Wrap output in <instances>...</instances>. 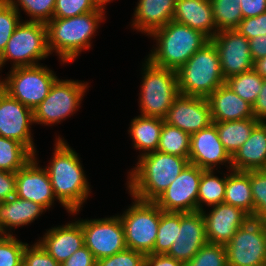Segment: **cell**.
Returning <instances> with one entry per match:
<instances>
[{
	"label": "cell",
	"instance_id": "cell-1",
	"mask_svg": "<svg viewBox=\"0 0 266 266\" xmlns=\"http://www.w3.org/2000/svg\"><path fill=\"white\" fill-rule=\"evenodd\" d=\"M64 139L56 140L52 161L45 166L54 195L68 213L76 214L89 196L90 185L80 158Z\"/></svg>",
	"mask_w": 266,
	"mask_h": 266
},
{
	"label": "cell",
	"instance_id": "cell-2",
	"mask_svg": "<svg viewBox=\"0 0 266 266\" xmlns=\"http://www.w3.org/2000/svg\"><path fill=\"white\" fill-rule=\"evenodd\" d=\"M129 172L128 190L141 201H155L189 164V159L153 151L139 156Z\"/></svg>",
	"mask_w": 266,
	"mask_h": 266
},
{
	"label": "cell",
	"instance_id": "cell-3",
	"mask_svg": "<svg viewBox=\"0 0 266 266\" xmlns=\"http://www.w3.org/2000/svg\"><path fill=\"white\" fill-rule=\"evenodd\" d=\"M104 7L69 18H52L47 24L48 49L61 61L72 62L82 52L90 49L91 38L104 17Z\"/></svg>",
	"mask_w": 266,
	"mask_h": 266
},
{
	"label": "cell",
	"instance_id": "cell-4",
	"mask_svg": "<svg viewBox=\"0 0 266 266\" xmlns=\"http://www.w3.org/2000/svg\"><path fill=\"white\" fill-rule=\"evenodd\" d=\"M156 46L147 58L154 65L177 71L210 39L187 25L169 21L150 34Z\"/></svg>",
	"mask_w": 266,
	"mask_h": 266
},
{
	"label": "cell",
	"instance_id": "cell-5",
	"mask_svg": "<svg viewBox=\"0 0 266 266\" xmlns=\"http://www.w3.org/2000/svg\"><path fill=\"white\" fill-rule=\"evenodd\" d=\"M176 72L179 93L183 95L208 98L226 82L217 48L211 40Z\"/></svg>",
	"mask_w": 266,
	"mask_h": 266
},
{
	"label": "cell",
	"instance_id": "cell-6",
	"mask_svg": "<svg viewBox=\"0 0 266 266\" xmlns=\"http://www.w3.org/2000/svg\"><path fill=\"white\" fill-rule=\"evenodd\" d=\"M140 94L141 115L164 118L180 94L177 72L154 65L146 59Z\"/></svg>",
	"mask_w": 266,
	"mask_h": 266
},
{
	"label": "cell",
	"instance_id": "cell-7",
	"mask_svg": "<svg viewBox=\"0 0 266 266\" xmlns=\"http://www.w3.org/2000/svg\"><path fill=\"white\" fill-rule=\"evenodd\" d=\"M50 55L47 26L41 22H20L0 55V70L5 62H13L11 68L39 65L38 60Z\"/></svg>",
	"mask_w": 266,
	"mask_h": 266
},
{
	"label": "cell",
	"instance_id": "cell-8",
	"mask_svg": "<svg viewBox=\"0 0 266 266\" xmlns=\"http://www.w3.org/2000/svg\"><path fill=\"white\" fill-rule=\"evenodd\" d=\"M134 202L129 209L119 215L125 234L127 249L150 254L155 246L160 222V208L153 201Z\"/></svg>",
	"mask_w": 266,
	"mask_h": 266
},
{
	"label": "cell",
	"instance_id": "cell-9",
	"mask_svg": "<svg viewBox=\"0 0 266 266\" xmlns=\"http://www.w3.org/2000/svg\"><path fill=\"white\" fill-rule=\"evenodd\" d=\"M10 69L8 77L0 80V87L32 110L48 96L57 79L52 70L40 64Z\"/></svg>",
	"mask_w": 266,
	"mask_h": 266
},
{
	"label": "cell",
	"instance_id": "cell-10",
	"mask_svg": "<svg viewBox=\"0 0 266 266\" xmlns=\"http://www.w3.org/2000/svg\"><path fill=\"white\" fill-rule=\"evenodd\" d=\"M88 83L74 80H55L48 96L33 109V121L51 125L74 114L87 90Z\"/></svg>",
	"mask_w": 266,
	"mask_h": 266
},
{
	"label": "cell",
	"instance_id": "cell-11",
	"mask_svg": "<svg viewBox=\"0 0 266 266\" xmlns=\"http://www.w3.org/2000/svg\"><path fill=\"white\" fill-rule=\"evenodd\" d=\"M225 248L228 266H266V226L249 219Z\"/></svg>",
	"mask_w": 266,
	"mask_h": 266
},
{
	"label": "cell",
	"instance_id": "cell-12",
	"mask_svg": "<svg viewBox=\"0 0 266 266\" xmlns=\"http://www.w3.org/2000/svg\"><path fill=\"white\" fill-rule=\"evenodd\" d=\"M77 221L83 230L84 245L93 253L96 260L127 249L124 227L119 215Z\"/></svg>",
	"mask_w": 266,
	"mask_h": 266
},
{
	"label": "cell",
	"instance_id": "cell-13",
	"mask_svg": "<svg viewBox=\"0 0 266 266\" xmlns=\"http://www.w3.org/2000/svg\"><path fill=\"white\" fill-rule=\"evenodd\" d=\"M202 169L188 164L154 203L165 212H197Z\"/></svg>",
	"mask_w": 266,
	"mask_h": 266
},
{
	"label": "cell",
	"instance_id": "cell-14",
	"mask_svg": "<svg viewBox=\"0 0 266 266\" xmlns=\"http://www.w3.org/2000/svg\"><path fill=\"white\" fill-rule=\"evenodd\" d=\"M32 123L33 110L0 87V136L23 144L35 156L36 149L30 130Z\"/></svg>",
	"mask_w": 266,
	"mask_h": 266
},
{
	"label": "cell",
	"instance_id": "cell-15",
	"mask_svg": "<svg viewBox=\"0 0 266 266\" xmlns=\"http://www.w3.org/2000/svg\"><path fill=\"white\" fill-rule=\"evenodd\" d=\"M211 41L217 48L225 80L254 68L249 40L236 29L219 31Z\"/></svg>",
	"mask_w": 266,
	"mask_h": 266
},
{
	"label": "cell",
	"instance_id": "cell-16",
	"mask_svg": "<svg viewBox=\"0 0 266 266\" xmlns=\"http://www.w3.org/2000/svg\"><path fill=\"white\" fill-rule=\"evenodd\" d=\"M168 125L192 135L212 122L207 98L179 94L163 118Z\"/></svg>",
	"mask_w": 266,
	"mask_h": 266
},
{
	"label": "cell",
	"instance_id": "cell-17",
	"mask_svg": "<svg viewBox=\"0 0 266 266\" xmlns=\"http://www.w3.org/2000/svg\"><path fill=\"white\" fill-rule=\"evenodd\" d=\"M189 163L204 170L228 163L232 170V157L221 143L214 123L191 135Z\"/></svg>",
	"mask_w": 266,
	"mask_h": 266
},
{
	"label": "cell",
	"instance_id": "cell-18",
	"mask_svg": "<svg viewBox=\"0 0 266 266\" xmlns=\"http://www.w3.org/2000/svg\"><path fill=\"white\" fill-rule=\"evenodd\" d=\"M16 197L33 201L49 209L56 198L45 168L38 167L34 156L16 172Z\"/></svg>",
	"mask_w": 266,
	"mask_h": 266
},
{
	"label": "cell",
	"instance_id": "cell-19",
	"mask_svg": "<svg viewBox=\"0 0 266 266\" xmlns=\"http://www.w3.org/2000/svg\"><path fill=\"white\" fill-rule=\"evenodd\" d=\"M205 220L206 238L208 243L226 245L236 231L251 217L233 205L220 203L212 206L206 213L201 211Z\"/></svg>",
	"mask_w": 266,
	"mask_h": 266
},
{
	"label": "cell",
	"instance_id": "cell-20",
	"mask_svg": "<svg viewBox=\"0 0 266 266\" xmlns=\"http://www.w3.org/2000/svg\"><path fill=\"white\" fill-rule=\"evenodd\" d=\"M207 243L203 214L180 212L178 235L167 255L185 264Z\"/></svg>",
	"mask_w": 266,
	"mask_h": 266
},
{
	"label": "cell",
	"instance_id": "cell-21",
	"mask_svg": "<svg viewBox=\"0 0 266 266\" xmlns=\"http://www.w3.org/2000/svg\"><path fill=\"white\" fill-rule=\"evenodd\" d=\"M38 243L59 264L84 246V236L78 221L48 230Z\"/></svg>",
	"mask_w": 266,
	"mask_h": 266
},
{
	"label": "cell",
	"instance_id": "cell-22",
	"mask_svg": "<svg viewBox=\"0 0 266 266\" xmlns=\"http://www.w3.org/2000/svg\"><path fill=\"white\" fill-rule=\"evenodd\" d=\"M212 122H224L254 118L252 105L223 84L208 98Z\"/></svg>",
	"mask_w": 266,
	"mask_h": 266
},
{
	"label": "cell",
	"instance_id": "cell-23",
	"mask_svg": "<svg viewBox=\"0 0 266 266\" xmlns=\"http://www.w3.org/2000/svg\"><path fill=\"white\" fill-rule=\"evenodd\" d=\"M172 20L202 32L210 40L218 32L210 0H177Z\"/></svg>",
	"mask_w": 266,
	"mask_h": 266
},
{
	"label": "cell",
	"instance_id": "cell-24",
	"mask_svg": "<svg viewBox=\"0 0 266 266\" xmlns=\"http://www.w3.org/2000/svg\"><path fill=\"white\" fill-rule=\"evenodd\" d=\"M232 170H266V122H260L249 139L234 153Z\"/></svg>",
	"mask_w": 266,
	"mask_h": 266
},
{
	"label": "cell",
	"instance_id": "cell-25",
	"mask_svg": "<svg viewBox=\"0 0 266 266\" xmlns=\"http://www.w3.org/2000/svg\"><path fill=\"white\" fill-rule=\"evenodd\" d=\"M176 2L177 0H139L131 26L150 35L172 21Z\"/></svg>",
	"mask_w": 266,
	"mask_h": 266
},
{
	"label": "cell",
	"instance_id": "cell-26",
	"mask_svg": "<svg viewBox=\"0 0 266 266\" xmlns=\"http://www.w3.org/2000/svg\"><path fill=\"white\" fill-rule=\"evenodd\" d=\"M44 210L40 204L16 196L0 202V231L11 235L7 230L32 223Z\"/></svg>",
	"mask_w": 266,
	"mask_h": 266
},
{
	"label": "cell",
	"instance_id": "cell-27",
	"mask_svg": "<svg viewBox=\"0 0 266 266\" xmlns=\"http://www.w3.org/2000/svg\"><path fill=\"white\" fill-rule=\"evenodd\" d=\"M163 123V118L143 115H139L131 121L128 132L132 136L134 148L145 151L140 156L157 151Z\"/></svg>",
	"mask_w": 266,
	"mask_h": 266
},
{
	"label": "cell",
	"instance_id": "cell-28",
	"mask_svg": "<svg viewBox=\"0 0 266 266\" xmlns=\"http://www.w3.org/2000/svg\"><path fill=\"white\" fill-rule=\"evenodd\" d=\"M223 203L233 205L246 212L251 218L254 214L250 171H234L226 176V190Z\"/></svg>",
	"mask_w": 266,
	"mask_h": 266
},
{
	"label": "cell",
	"instance_id": "cell-29",
	"mask_svg": "<svg viewBox=\"0 0 266 266\" xmlns=\"http://www.w3.org/2000/svg\"><path fill=\"white\" fill-rule=\"evenodd\" d=\"M225 150L232 157L246 142L252 130L260 123L255 117L242 120L213 122Z\"/></svg>",
	"mask_w": 266,
	"mask_h": 266
},
{
	"label": "cell",
	"instance_id": "cell-30",
	"mask_svg": "<svg viewBox=\"0 0 266 266\" xmlns=\"http://www.w3.org/2000/svg\"><path fill=\"white\" fill-rule=\"evenodd\" d=\"M214 170L202 169V176L199 182L197 212L203 210L202 203L211 207L223 203L226 190V176L219 178L213 173Z\"/></svg>",
	"mask_w": 266,
	"mask_h": 266
},
{
	"label": "cell",
	"instance_id": "cell-31",
	"mask_svg": "<svg viewBox=\"0 0 266 266\" xmlns=\"http://www.w3.org/2000/svg\"><path fill=\"white\" fill-rule=\"evenodd\" d=\"M33 157L23 144L0 136V170L16 173Z\"/></svg>",
	"mask_w": 266,
	"mask_h": 266
},
{
	"label": "cell",
	"instance_id": "cell-32",
	"mask_svg": "<svg viewBox=\"0 0 266 266\" xmlns=\"http://www.w3.org/2000/svg\"><path fill=\"white\" fill-rule=\"evenodd\" d=\"M191 135L165 122L157 151L189 159Z\"/></svg>",
	"mask_w": 266,
	"mask_h": 266
},
{
	"label": "cell",
	"instance_id": "cell-33",
	"mask_svg": "<svg viewBox=\"0 0 266 266\" xmlns=\"http://www.w3.org/2000/svg\"><path fill=\"white\" fill-rule=\"evenodd\" d=\"M263 83L264 78L254 69L231 76L225 82L238 96L252 106L259 96Z\"/></svg>",
	"mask_w": 266,
	"mask_h": 266
},
{
	"label": "cell",
	"instance_id": "cell-34",
	"mask_svg": "<svg viewBox=\"0 0 266 266\" xmlns=\"http://www.w3.org/2000/svg\"><path fill=\"white\" fill-rule=\"evenodd\" d=\"M178 228H180V212H165L160 209L157 238L150 254H167L177 238Z\"/></svg>",
	"mask_w": 266,
	"mask_h": 266
},
{
	"label": "cell",
	"instance_id": "cell-35",
	"mask_svg": "<svg viewBox=\"0 0 266 266\" xmlns=\"http://www.w3.org/2000/svg\"><path fill=\"white\" fill-rule=\"evenodd\" d=\"M217 31L236 29L242 21L240 0H210Z\"/></svg>",
	"mask_w": 266,
	"mask_h": 266
},
{
	"label": "cell",
	"instance_id": "cell-36",
	"mask_svg": "<svg viewBox=\"0 0 266 266\" xmlns=\"http://www.w3.org/2000/svg\"><path fill=\"white\" fill-rule=\"evenodd\" d=\"M7 2L15 8L19 13L24 10L31 17L32 22H41L47 24L53 18V12L56 5V0H7Z\"/></svg>",
	"mask_w": 266,
	"mask_h": 266
},
{
	"label": "cell",
	"instance_id": "cell-37",
	"mask_svg": "<svg viewBox=\"0 0 266 266\" xmlns=\"http://www.w3.org/2000/svg\"><path fill=\"white\" fill-rule=\"evenodd\" d=\"M250 184L254 201L252 219L266 226V170H250Z\"/></svg>",
	"mask_w": 266,
	"mask_h": 266
},
{
	"label": "cell",
	"instance_id": "cell-38",
	"mask_svg": "<svg viewBox=\"0 0 266 266\" xmlns=\"http://www.w3.org/2000/svg\"><path fill=\"white\" fill-rule=\"evenodd\" d=\"M184 266H228L225 245L207 243Z\"/></svg>",
	"mask_w": 266,
	"mask_h": 266
},
{
	"label": "cell",
	"instance_id": "cell-39",
	"mask_svg": "<svg viewBox=\"0 0 266 266\" xmlns=\"http://www.w3.org/2000/svg\"><path fill=\"white\" fill-rule=\"evenodd\" d=\"M26 244L12 234L4 235L0 239V266H22Z\"/></svg>",
	"mask_w": 266,
	"mask_h": 266
},
{
	"label": "cell",
	"instance_id": "cell-40",
	"mask_svg": "<svg viewBox=\"0 0 266 266\" xmlns=\"http://www.w3.org/2000/svg\"><path fill=\"white\" fill-rule=\"evenodd\" d=\"M98 0H56L53 18H69L98 10Z\"/></svg>",
	"mask_w": 266,
	"mask_h": 266
},
{
	"label": "cell",
	"instance_id": "cell-41",
	"mask_svg": "<svg viewBox=\"0 0 266 266\" xmlns=\"http://www.w3.org/2000/svg\"><path fill=\"white\" fill-rule=\"evenodd\" d=\"M19 17L20 13L7 0H0V55L5 50L16 26L21 22Z\"/></svg>",
	"mask_w": 266,
	"mask_h": 266
},
{
	"label": "cell",
	"instance_id": "cell-42",
	"mask_svg": "<svg viewBox=\"0 0 266 266\" xmlns=\"http://www.w3.org/2000/svg\"><path fill=\"white\" fill-rule=\"evenodd\" d=\"M146 255L132 249H125L112 256L97 260L96 266H145Z\"/></svg>",
	"mask_w": 266,
	"mask_h": 266
},
{
	"label": "cell",
	"instance_id": "cell-43",
	"mask_svg": "<svg viewBox=\"0 0 266 266\" xmlns=\"http://www.w3.org/2000/svg\"><path fill=\"white\" fill-rule=\"evenodd\" d=\"M22 266H60V264L36 242L34 245H31V247L26 244Z\"/></svg>",
	"mask_w": 266,
	"mask_h": 266
},
{
	"label": "cell",
	"instance_id": "cell-44",
	"mask_svg": "<svg viewBox=\"0 0 266 266\" xmlns=\"http://www.w3.org/2000/svg\"><path fill=\"white\" fill-rule=\"evenodd\" d=\"M236 30L248 40L266 35V11L256 17L242 19Z\"/></svg>",
	"mask_w": 266,
	"mask_h": 266
},
{
	"label": "cell",
	"instance_id": "cell-45",
	"mask_svg": "<svg viewBox=\"0 0 266 266\" xmlns=\"http://www.w3.org/2000/svg\"><path fill=\"white\" fill-rule=\"evenodd\" d=\"M97 260L93 253L84 245L60 266H96Z\"/></svg>",
	"mask_w": 266,
	"mask_h": 266
},
{
	"label": "cell",
	"instance_id": "cell-46",
	"mask_svg": "<svg viewBox=\"0 0 266 266\" xmlns=\"http://www.w3.org/2000/svg\"><path fill=\"white\" fill-rule=\"evenodd\" d=\"M16 195V173L0 170V202Z\"/></svg>",
	"mask_w": 266,
	"mask_h": 266
},
{
	"label": "cell",
	"instance_id": "cell-47",
	"mask_svg": "<svg viewBox=\"0 0 266 266\" xmlns=\"http://www.w3.org/2000/svg\"><path fill=\"white\" fill-rule=\"evenodd\" d=\"M243 19L256 17L266 11V0H240Z\"/></svg>",
	"mask_w": 266,
	"mask_h": 266
},
{
	"label": "cell",
	"instance_id": "cell-48",
	"mask_svg": "<svg viewBox=\"0 0 266 266\" xmlns=\"http://www.w3.org/2000/svg\"><path fill=\"white\" fill-rule=\"evenodd\" d=\"M145 266H184V263L175 260L167 254H147Z\"/></svg>",
	"mask_w": 266,
	"mask_h": 266
},
{
	"label": "cell",
	"instance_id": "cell-49",
	"mask_svg": "<svg viewBox=\"0 0 266 266\" xmlns=\"http://www.w3.org/2000/svg\"><path fill=\"white\" fill-rule=\"evenodd\" d=\"M254 117L259 122H266V79H264V83L262 89L259 93L258 98L252 106Z\"/></svg>",
	"mask_w": 266,
	"mask_h": 266
},
{
	"label": "cell",
	"instance_id": "cell-50",
	"mask_svg": "<svg viewBox=\"0 0 266 266\" xmlns=\"http://www.w3.org/2000/svg\"><path fill=\"white\" fill-rule=\"evenodd\" d=\"M250 53L253 61L266 56V35H258L249 40Z\"/></svg>",
	"mask_w": 266,
	"mask_h": 266
},
{
	"label": "cell",
	"instance_id": "cell-51",
	"mask_svg": "<svg viewBox=\"0 0 266 266\" xmlns=\"http://www.w3.org/2000/svg\"><path fill=\"white\" fill-rule=\"evenodd\" d=\"M253 69L266 79V56L254 61Z\"/></svg>",
	"mask_w": 266,
	"mask_h": 266
},
{
	"label": "cell",
	"instance_id": "cell-52",
	"mask_svg": "<svg viewBox=\"0 0 266 266\" xmlns=\"http://www.w3.org/2000/svg\"><path fill=\"white\" fill-rule=\"evenodd\" d=\"M110 1H112V0H98V3H99L102 7H105V5H106L107 3H109Z\"/></svg>",
	"mask_w": 266,
	"mask_h": 266
},
{
	"label": "cell",
	"instance_id": "cell-53",
	"mask_svg": "<svg viewBox=\"0 0 266 266\" xmlns=\"http://www.w3.org/2000/svg\"><path fill=\"white\" fill-rule=\"evenodd\" d=\"M4 236V234L0 231V239Z\"/></svg>",
	"mask_w": 266,
	"mask_h": 266
}]
</instances>
